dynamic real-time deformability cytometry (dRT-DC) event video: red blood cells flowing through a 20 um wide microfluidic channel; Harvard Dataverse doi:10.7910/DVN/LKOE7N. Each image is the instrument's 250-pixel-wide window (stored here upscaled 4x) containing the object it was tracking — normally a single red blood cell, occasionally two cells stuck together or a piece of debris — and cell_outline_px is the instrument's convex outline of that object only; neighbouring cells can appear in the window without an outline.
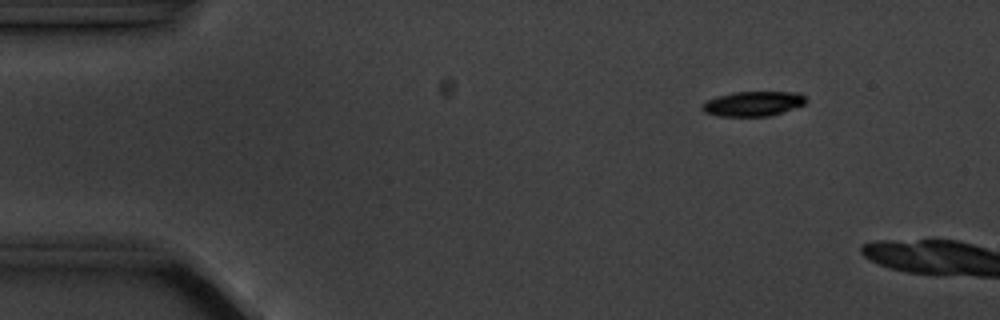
{"species": "common noctule bat (a hibernating species)", "species_latin": "Nyctalus noctula", "temperature_condition": "cold", "stored_images_in_passage": 5, "camera_frame_rate_fps": 3000, "um_per_image_px": 0.085, "animal": {"sex": "male", "body_mass_g": 20.1, "forearm_length_mm": 53.5}, "frame": {"image": 1, "passage_image": 2, "time_ms": 1.0, "image_size_px": [1000, 320], "cell_outline_px": [[804, 104], [768, 116], [720, 116], [704, 112], [700, 108], [700, 104], [716, 96], [732, 92], [796, 92], [804, 96]], "centroid_in_image_um": [63.92, 8.81], "position_along_channel_um": 21.1, "area_um2": 14.8}}